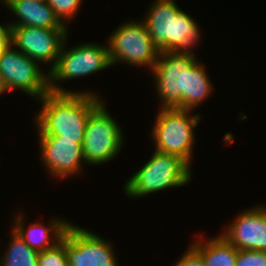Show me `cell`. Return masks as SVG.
Listing matches in <instances>:
<instances>
[{
  "label": "cell",
  "instance_id": "cell-16",
  "mask_svg": "<svg viewBox=\"0 0 266 266\" xmlns=\"http://www.w3.org/2000/svg\"><path fill=\"white\" fill-rule=\"evenodd\" d=\"M211 81L206 65L196 60L185 70V101L178 108L195 111L212 96L214 86Z\"/></svg>",
  "mask_w": 266,
  "mask_h": 266
},
{
  "label": "cell",
  "instance_id": "cell-17",
  "mask_svg": "<svg viewBox=\"0 0 266 266\" xmlns=\"http://www.w3.org/2000/svg\"><path fill=\"white\" fill-rule=\"evenodd\" d=\"M201 235L190 245L201 255L205 266H236L238 249L220 234L210 238Z\"/></svg>",
  "mask_w": 266,
  "mask_h": 266
},
{
  "label": "cell",
  "instance_id": "cell-24",
  "mask_svg": "<svg viewBox=\"0 0 266 266\" xmlns=\"http://www.w3.org/2000/svg\"><path fill=\"white\" fill-rule=\"evenodd\" d=\"M10 93L8 90H7V88H6V86H5V83H4V81H3V78H2V75H1V73H0V95H2V94H4V93Z\"/></svg>",
  "mask_w": 266,
  "mask_h": 266
},
{
  "label": "cell",
  "instance_id": "cell-6",
  "mask_svg": "<svg viewBox=\"0 0 266 266\" xmlns=\"http://www.w3.org/2000/svg\"><path fill=\"white\" fill-rule=\"evenodd\" d=\"M107 40L112 66L118 63H126L137 68L143 66L150 74L157 62L159 50L153 44L142 20L122 22L119 27L114 28Z\"/></svg>",
  "mask_w": 266,
  "mask_h": 266
},
{
  "label": "cell",
  "instance_id": "cell-10",
  "mask_svg": "<svg viewBox=\"0 0 266 266\" xmlns=\"http://www.w3.org/2000/svg\"><path fill=\"white\" fill-rule=\"evenodd\" d=\"M71 223L64 235L68 266H120L111 241Z\"/></svg>",
  "mask_w": 266,
  "mask_h": 266
},
{
  "label": "cell",
  "instance_id": "cell-8",
  "mask_svg": "<svg viewBox=\"0 0 266 266\" xmlns=\"http://www.w3.org/2000/svg\"><path fill=\"white\" fill-rule=\"evenodd\" d=\"M40 66L11 43L0 54V73L7 90L20 91L36 101L50 92L49 72Z\"/></svg>",
  "mask_w": 266,
  "mask_h": 266
},
{
  "label": "cell",
  "instance_id": "cell-25",
  "mask_svg": "<svg viewBox=\"0 0 266 266\" xmlns=\"http://www.w3.org/2000/svg\"><path fill=\"white\" fill-rule=\"evenodd\" d=\"M33 1L46 2L47 0H33Z\"/></svg>",
  "mask_w": 266,
  "mask_h": 266
},
{
  "label": "cell",
  "instance_id": "cell-20",
  "mask_svg": "<svg viewBox=\"0 0 266 266\" xmlns=\"http://www.w3.org/2000/svg\"><path fill=\"white\" fill-rule=\"evenodd\" d=\"M38 266H68L64 251V237L53 248L39 252Z\"/></svg>",
  "mask_w": 266,
  "mask_h": 266
},
{
  "label": "cell",
  "instance_id": "cell-14",
  "mask_svg": "<svg viewBox=\"0 0 266 266\" xmlns=\"http://www.w3.org/2000/svg\"><path fill=\"white\" fill-rule=\"evenodd\" d=\"M23 208L12 216V230L32 249L41 252L57 245L64 237L72 221L65 218H51L49 223L43 224L40 220L25 224ZM69 221V222H68Z\"/></svg>",
  "mask_w": 266,
  "mask_h": 266
},
{
  "label": "cell",
  "instance_id": "cell-3",
  "mask_svg": "<svg viewBox=\"0 0 266 266\" xmlns=\"http://www.w3.org/2000/svg\"><path fill=\"white\" fill-rule=\"evenodd\" d=\"M153 151L147 163L125 181L123 191L127 197H146L170 188L186 186L192 181V168L184 159Z\"/></svg>",
  "mask_w": 266,
  "mask_h": 266
},
{
  "label": "cell",
  "instance_id": "cell-7",
  "mask_svg": "<svg viewBox=\"0 0 266 266\" xmlns=\"http://www.w3.org/2000/svg\"><path fill=\"white\" fill-rule=\"evenodd\" d=\"M102 102L89 116L82 143L83 159L87 166L104 165L114 160L124 147L121 124L108 112Z\"/></svg>",
  "mask_w": 266,
  "mask_h": 266
},
{
  "label": "cell",
  "instance_id": "cell-21",
  "mask_svg": "<svg viewBox=\"0 0 266 266\" xmlns=\"http://www.w3.org/2000/svg\"><path fill=\"white\" fill-rule=\"evenodd\" d=\"M236 266H266V251L238 250Z\"/></svg>",
  "mask_w": 266,
  "mask_h": 266
},
{
  "label": "cell",
  "instance_id": "cell-18",
  "mask_svg": "<svg viewBox=\"0 0 266 266\" xmlns=\"http://www.w3.org/2000/svg\"><path fill=\"white\" fill-rule=\"evenodd\" d=\"M0 266H38L39 252L30 248L12 229Z\"/></svg>",
  "mask_w": 266,
  "mask_h": 266
},
{
  "label": "cell",
  "instance_id": "cell-15",
  "mask_svg": "<svg viewBox=\"0 0 266 266\" xmlns=\"http://www.w3.org/2000/svg\"><path fill=\"white\" fill-rule=\"evenodd\" d=\"M4 5L14 16L11 22L7 21L10 28L14 26H31L48 29H68L54 13L47 2L33 0H2Z\"/></svg>",
  "mask_w": 266,
  "mask_h": 266
},
{
  "label": "cell",
  "instance_id": "cell-9",
  "mask_svg": "<svg viewBox=\"0 0 266 266\" xmlns=\"http://www.w3.org/2000/svg\"><path fill=\"white\" fill-rule=\"evenodd\" d=\"M197 58L196 52L159 53L149 77L161 108H178L185 101V70Z\"/></svg>",
  "mask_w": 266,
  "mask_h": 266
},
{
  "label": "cell",
  "instance_id": "cell-11",
  "mask_svg": "<svg viewBox=\"0 0 266 266\" xmlns=\"http://www.w3.org/2000/svg\"><path fill=\"white\" fill-rule=\"evenodd\" d=\"M68 33V29L14 26L10 28V41L17 50L40 65H49L46 71L50 72L57 63L66 37L70 35Z\"/></svg>",
  "mask_w": 266,
  "mask_h": 266
},
{
  "label": "cell",
  "instance_id": "cell-13",
  "mask_svg": "<svg viewBox=\"0 0 266 266\" xmlns=\"http://www.w3.org/2000/svg\"><path fill=\"white\" fill-rule=\"evenodd\" d=\"M230 222L220 235L236 249L266 251V204L244 209Z\"/></svg>",
  "mask_w": 266,
  "mask_h": 266
},
{
  "label": "cell",
  "instance_id": "cell-5",
  "mask_svg": "<svg viewBox=\"0 0 266 266\" xmlns=\"http://www.w3.org/2000/svg\"><path fill=\"white\" fill-rule=\"evenodd\" d=\"M201 118L192 110L159 107L149 136L153 150L179 156L191 166L196 145L194 129Z\"/></svg>",
  "mask_w": 266,
  "mask_h": 266
},
{
  "label": "cell",
  "instance_id": "cell-22",
  "mask_svg": "<svg viewBox=\"0 0 266 266\" xmlns=\"http://www.w3.org/2000/svg\"><path fill=\"white\" fill-rule=\"evenodd\" d=\"M173 266H205L201 255L189 244Z\"/></svg>",
  "mask_w": 266,
  "mask_h": 266
},
{
  "label": "cell",
  "instance_id": "cell-19",
  "mask_svg": "<svg viewBox=\"0 0 266 266\" xmlns=\"http://www.w3.org/2000/svg\"><path fill=\"white\" fill-rule=\"evenodd\" d=\"M46 2L54 10L60 21L68 26L69 21L78 16L83 0H47Z\"/></svg>",
  "mask_w": 266,
  "mask_h": 266
},
{
  "label": "cell",
  "instance_id": "cell-12",
  "mask_svg": "<svg viewBox=\"0 0 266 266\" xmlns=\"http://www.w3.org/2000/svg\"><path fill=\"white\" fill-rule=\"evenodd\" d=\"M39 157L49 177L63 180L83 173L82 144L59 136H38Z\"/></svg>",
  "mask_w": 266,
  "mask_h": 266
},
{
  "label": "cell",
  "instance_id": "cell-1",
  "mask_svg": "<svg viewBox=\"0 0 266 266\" xmlns=\"http://www.w3.org/2000/svg\"><path fill=\"white\" fill-rule=\"evenodd\" d=\"M104 101L102 96L89 93L45 94L37 102L41 107L36 112L38 136H59L82 144L90 114Z\"/></svg>",
  "mask_w": 266,
  "mask_h": 266
},
{
  "label": "cell",
  "instance_id": "cell-23",
  "mask_svg": "<svg viewBox=\"0 0 266 266\" xmlns=\"http://www.w3.org/2000/svg\"><path fill=\"white\" fill-rule=\"evenodd\" d=\"M5 23L0 24V54L11 43L10 26L7 24V22Z\"/></svg>",
  "mask_w": 266,
  "mask_h": 266
},
{
  "label": "cell",
  "instance_id": "cell-2",
  "mask_svg": "<svg viewBox=\"0 0 266 266\" xmlns=\"http://www.w3.org/2000/svg\"><path fill=\"white\" fill-rule=\"evenodd\" d=\"M142 21L159 53L195 52L200 43L197 21L176 0H152Z\"/></svg>",
  "mask_w": 266,
  "mask_h": 266
},
{
  "label": "cell",
  "instance_id": "cell-4",
  "mask_svg": "<svg viewBox=\"0 0 266 266\" xmlns=\"http://www.w3.org/2000/svg\"><path fill=\"white\" fill-rule=\"evenodd\" d=\"M68 38L67 36L63 43L55 67L49 72L50 92L89 93L100 96L98 92L87 91V89L85 91L66 89L62 82L65 83L78 78L82 79L112 67L107 42L100 44L90 41L67 47Z\"/></svg>",
  "mask_w": 266,
  "mask_h": 266
}]
</instances>
